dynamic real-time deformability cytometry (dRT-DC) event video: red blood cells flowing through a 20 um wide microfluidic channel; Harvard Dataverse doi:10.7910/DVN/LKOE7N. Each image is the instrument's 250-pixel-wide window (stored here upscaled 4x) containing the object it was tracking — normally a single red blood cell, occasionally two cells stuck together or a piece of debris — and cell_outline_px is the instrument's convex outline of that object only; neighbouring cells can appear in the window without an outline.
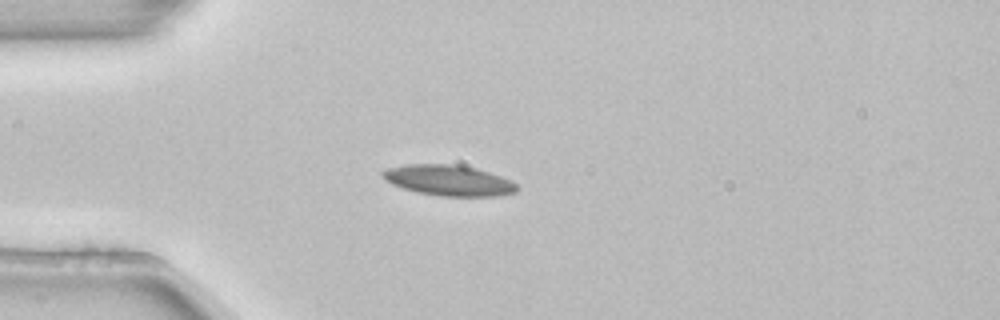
{"species": "common noctule bat (a hibernating species)", "species_latin": "Nyctalus noctula", "temperature_condition": "room temperature", "stored_images_in_passage": 3, "camera_frame_rate_fps": 3000, "um_per_image_px": 0.085, "animal": {"sex": "female", "body_mass_g": 22.7, "forearm_length_mm": 54.2}, "frame": {"image": 1, "passage_image": 3, "time_ms": 0.667, "image_size_px": [1000, 320], "cell_outline_px": [[520, 188], [516, 192], [496, 196], [440, 196], [420, 192], [404, 188], [392, 184], [384, 180], [380, 176], [380, 172], [388, 168], [408, 164], [456, 164], [476, 168], [512, 180]], "centroid_in_image_um": [38.14, 15.32], "position_along_channel_um": 46.9, "area_um2": 24.04}}